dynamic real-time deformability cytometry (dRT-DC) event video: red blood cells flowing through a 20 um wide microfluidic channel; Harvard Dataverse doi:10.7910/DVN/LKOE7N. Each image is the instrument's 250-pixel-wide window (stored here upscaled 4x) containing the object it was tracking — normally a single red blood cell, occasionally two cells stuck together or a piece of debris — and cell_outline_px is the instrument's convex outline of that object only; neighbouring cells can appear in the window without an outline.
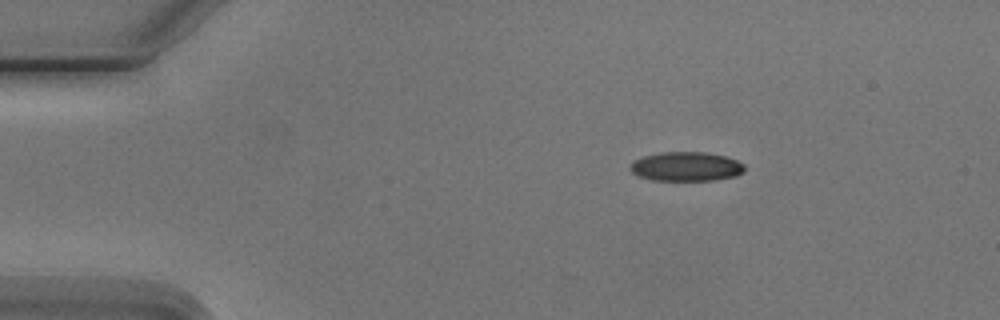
{"species": "Egyptian fruit bat (a non-hibernating species)", "species_latin": "Rousettus aegyptiacus", "temperature_condition": "cold", "stored_images_in_passage": 3, "camera_frame_rate_fps": 3000, "um_per_image_px": 0.085, "animal": {"sex": "male"}, "frame": {"image": 1, "passage_image": 1, "time_ms": 0.0, "image_size_px": [1000, 320], "cell_outline_px": [[744, 172], [736, 176], [716, 180], [652, 180], [640, 176], [632, 172], [628, 168], [628, 164], [632, 160], [644, 156], [660, 152], [704, 152], [724, 156], [736, 160], [744, 164]], "centroid_in_image_um": [58.29, 14.15], "position_along_channel_um": 26.7, "area_um2": 19.59}}